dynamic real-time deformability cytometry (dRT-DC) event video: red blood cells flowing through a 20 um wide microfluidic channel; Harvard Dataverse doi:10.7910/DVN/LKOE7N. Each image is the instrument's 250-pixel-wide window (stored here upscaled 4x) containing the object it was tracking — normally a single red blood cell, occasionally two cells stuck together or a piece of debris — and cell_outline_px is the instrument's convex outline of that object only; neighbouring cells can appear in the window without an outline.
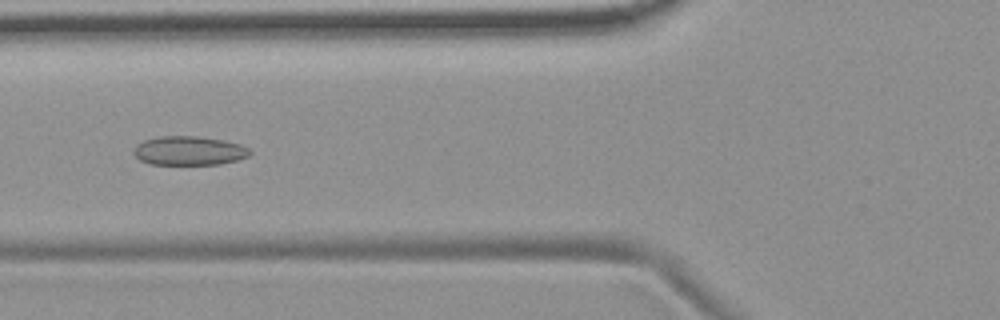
{"species": "common noctule bat (a hibernating species)", "species_latin": "Nyctalus noctula", "temperature_condition": "room temperature", "stored_images_in_passage": 7, "camera_frame_rate_fps": 3000, "um_per_image_px": 0.085, "animal": {"sex": "female", "body_mass_g": 19.9}, "frame": {"image": 1, "passage_image": 6, "time_ms": 6.0, "image_size_px": [1000, 320], "cell_outline_px": [[252, 152], [248, 156], [236, 160], [220, 164], [148, 164], [140, 160], [132, 152], [132, 148], [136, 144], [144, 140], [160, 136], [196, 136], [224, 140], [240, 144], [248, 148]], "centroid_in_image_um": [16.03, 12.81], "position_along_channel_um": 109.8, "area_um2": 19.71}}
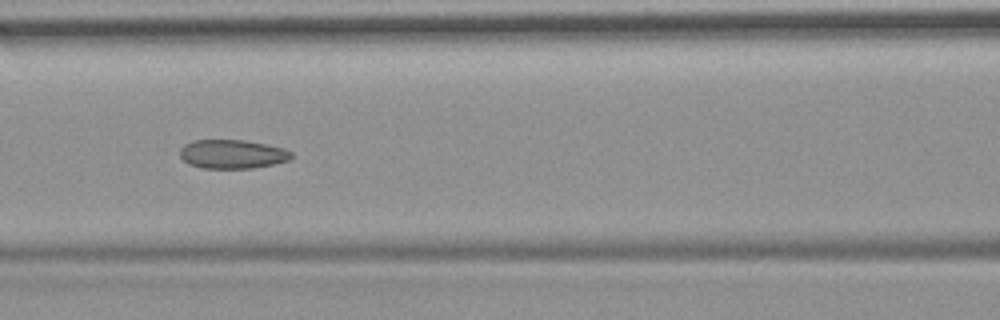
{"frame": {"image": 2, "passage_image": 7, "time_ms": 7.0, "image_size_px": [1000, 320], "cell_outline_px": [[292, 156], [288, 160], [272, 164], [252, 168], [200, 168], [188, 164], [180, 156], [180, 148], [184, 144], [192, 140], [244, 140], [268, 144], [284, 148], [292, 152]], "centroid_in_image_um": [19.72, 13.09], "position_along_channel_um": 146.9, "area_um2": 18.84}}